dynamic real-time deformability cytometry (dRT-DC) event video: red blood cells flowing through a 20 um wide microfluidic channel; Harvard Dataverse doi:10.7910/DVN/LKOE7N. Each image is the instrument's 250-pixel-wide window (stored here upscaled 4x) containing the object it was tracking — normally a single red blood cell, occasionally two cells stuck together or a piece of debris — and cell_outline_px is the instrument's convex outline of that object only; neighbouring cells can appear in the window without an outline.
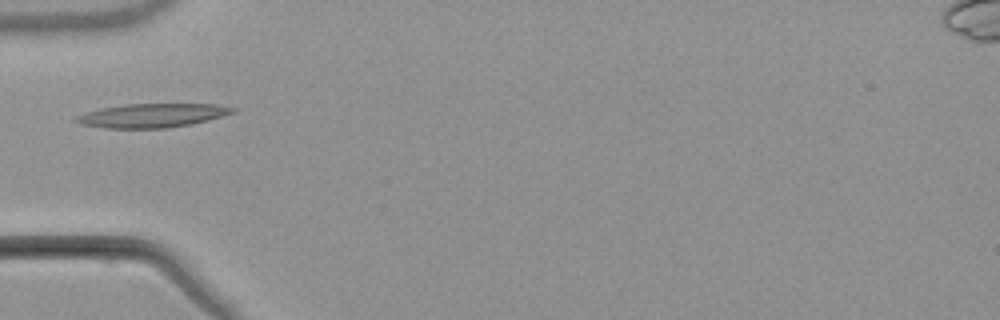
{"species": "common noctule bat (a hibernating species)", "species_latin": "Nyctalus noctula", "temperature_condition": "warm", "stored_images_in_passage": 2, "camera_frame_rate_fps": 3000, "um_per_image_px": 0.085, "animal": {"sex": "male", "body_mass_g": 21.5, "forearm_length_mm": 52.0}, "frame": {"image": 1, "passage_image": 2, "time_ms": 1.0, "image_size_px": [1000, 320], "cell_outline_px": [[236, 112], [208, 120], [192, 124], [168, 128], [104, 128], [80, 124], [72, 120], [76, 116], [100, 108], [124, 104], [216, 104], [236, 108]], "centroid_in_image_um": [12.93, 9.82], "position_along_channel_um": 72.1, "area_um2": 21.85}}